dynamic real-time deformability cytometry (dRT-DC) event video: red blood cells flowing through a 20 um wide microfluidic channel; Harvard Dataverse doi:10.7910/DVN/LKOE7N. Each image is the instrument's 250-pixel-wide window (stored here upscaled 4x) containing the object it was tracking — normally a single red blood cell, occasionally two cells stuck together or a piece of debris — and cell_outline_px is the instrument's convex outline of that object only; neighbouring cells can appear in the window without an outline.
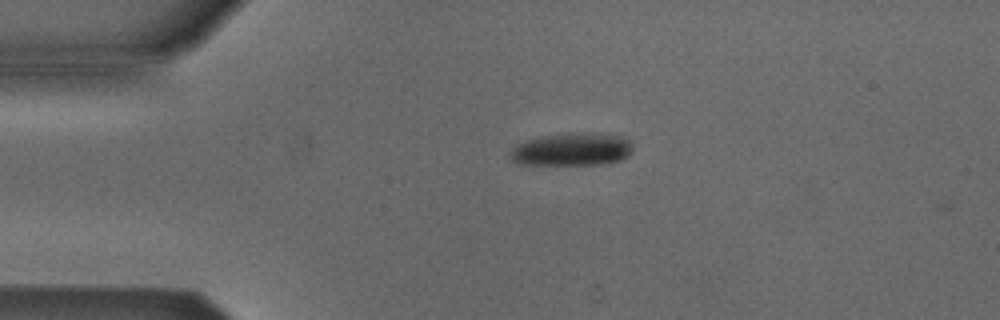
{"species": "Egyptian fruit bat (a non-hibernating species)", "species_latin": "Rousettus aegyptiacus", "temperature_condition": "cold", "stored_images_in_passage": 2, "camera_frame_rate_fps": 3000, "um_per_image_px": 0.085, "animal": {"sex": "male"}, "frame": {"image": 1, "passage_image": 1, "time_ms": 0.0, "image_size_px": [1000, 320], "cell_outline_px": [[632, 152], [628, 156], [620, 160], [608, 164], [520, 164], [512, 160], [508, 156], [508, 152], [516, 144], [524, 140], [544, 136], [620, 136], [628, 140], [632, 144]], "centroid_in_image_um": [48.55, 12.77], "position_along_channel_um": 36.5, "area_um2": 22.37}}